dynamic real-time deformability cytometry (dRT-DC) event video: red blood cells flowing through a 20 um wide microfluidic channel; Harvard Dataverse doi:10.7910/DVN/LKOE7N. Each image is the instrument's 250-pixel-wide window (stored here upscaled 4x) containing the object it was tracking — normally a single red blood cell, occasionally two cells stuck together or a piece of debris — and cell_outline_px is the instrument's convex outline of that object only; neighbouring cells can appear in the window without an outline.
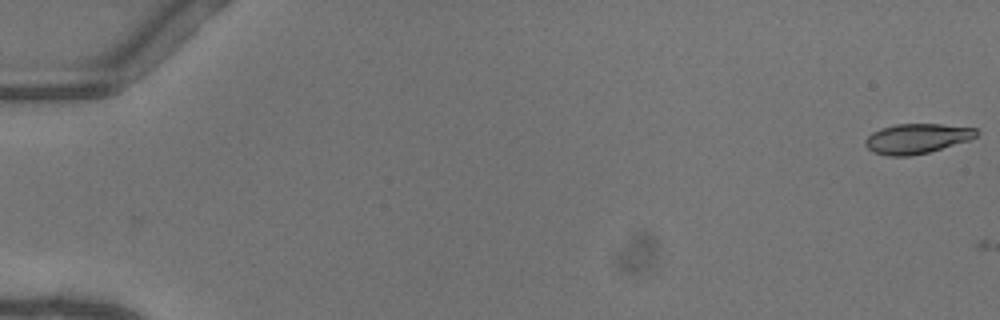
{"species": "common noctule bat (a hibernating species)", "species_latin": "Nyctalus noctula", "temperature_condition": "warm", "stored_images_in_passage": 2, "camera_frame_rate_fps": 3000, "um_per_image_px": 0.085, "animal": {"sex": "female"}, "frame": {"image": 1, "passage_image": 1, "time_ms": 0.0, "image_size_px": [1000, 320], "cell_outline_px": [[980, 132], [976, 136], [968, 140], [928, 152], [908, 156], [888, 156], [872, 152], [864, 144], [864, 140], [872, 132], [880, 128], [896, 124], [940, 124], [976, 128]], "centroid_in_image_um": [77.89, 11.77], "position_along_channel_um": 7.1, "area_um2": 19.31}}